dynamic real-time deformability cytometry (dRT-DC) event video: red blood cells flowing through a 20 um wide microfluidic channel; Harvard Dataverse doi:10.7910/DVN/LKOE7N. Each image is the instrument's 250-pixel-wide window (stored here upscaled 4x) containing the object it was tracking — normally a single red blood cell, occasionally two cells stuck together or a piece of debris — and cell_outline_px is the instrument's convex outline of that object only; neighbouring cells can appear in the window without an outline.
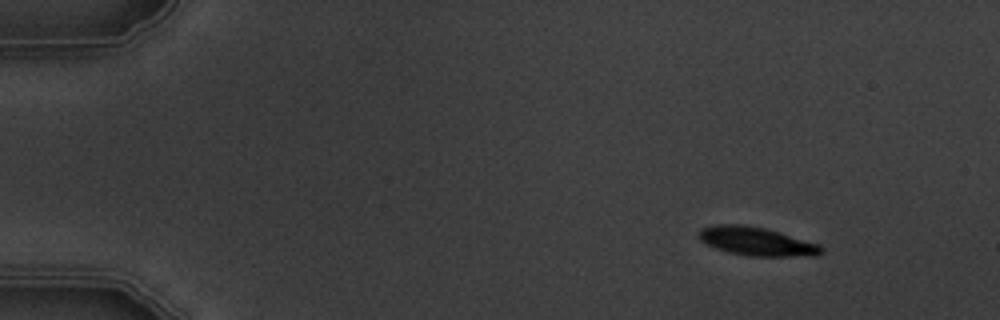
{"species": "common noctule bat (a hibernating species)", "species_latin": "Nyctalus noctula", "temperature_condition": "warm", "stored_images_in_passage": 5, "camera_frame_rate_fps": 3000, "um_per_image_px": 0.085, "animal": {"sex": "male", "body_mass_g": 19.5, "forearm_length_mm": 54.6}, "frame": {"image": 1, "passage_image": 1, "time_ms": 0.0, "image_size_px": [1000, 320], "cell_outline_px": [[824, 252], [816, 256], [748, 256], [728, 252], [716, 248], [700, 240], [700, 228], [716, 224], [744, 224], [764, 228], [820, 244], [824, 248]], "centroid_in_image_um": [64.35, 20.52], "position_along_channel_um": 20.7, "area_um2": 20.35}}
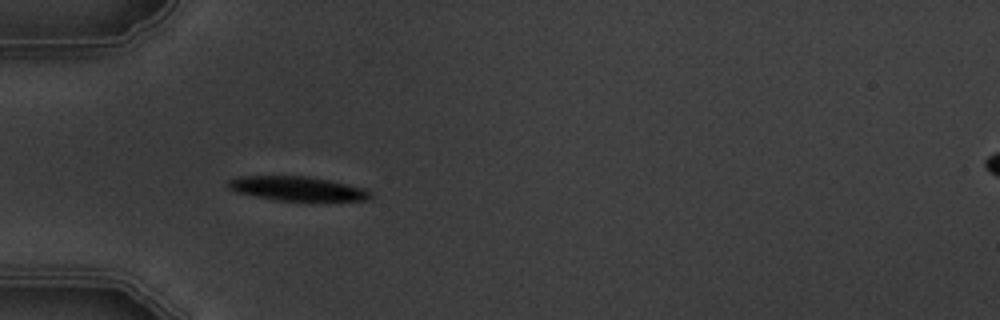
{"frame": {"image": 2, "passage_image": 4, "time_ms": 3.667, "image_size_px": [1000, 320], "cell_outline_px": [[372, 196], [368, 200], [276, 200], [236, 192], [228, 188], [228, 180], [240, 176], [308, 176], [344, 184], [360, 188], [368, 192]], "centroid_in_image_um": [25.17, 16.02], "position_along_channel_um": 59.8, "area_um2": 19.48}}
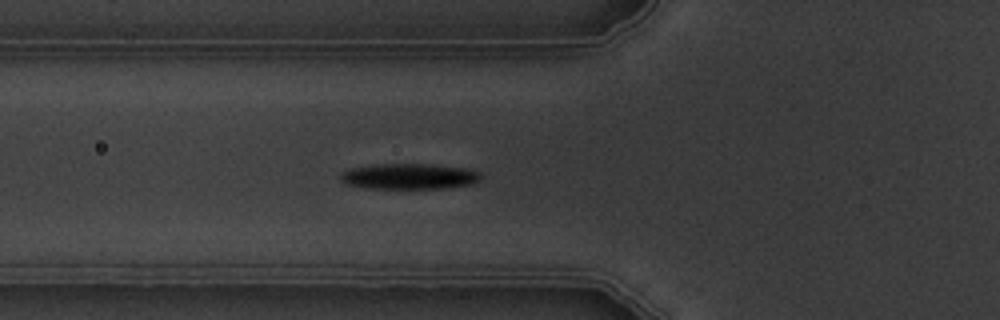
{"frame": {"image": 3, "passage_image": 5, "time_ms": 4.667, "image_size_px": [1000, 320], "cell_outline_px": [[484, 176], [480, 180], [472, 184], [444, 188], [364, 188], [348, 184], [340, 180], [340, 176], [344, 172], [352, 168], [376, 164], [428, 164], [464, 168], [480, 172]], "centroid_in_image_um": [34.82, 14.99], "position_along_channel_um": 91.0, "area_um2": 20.87}}